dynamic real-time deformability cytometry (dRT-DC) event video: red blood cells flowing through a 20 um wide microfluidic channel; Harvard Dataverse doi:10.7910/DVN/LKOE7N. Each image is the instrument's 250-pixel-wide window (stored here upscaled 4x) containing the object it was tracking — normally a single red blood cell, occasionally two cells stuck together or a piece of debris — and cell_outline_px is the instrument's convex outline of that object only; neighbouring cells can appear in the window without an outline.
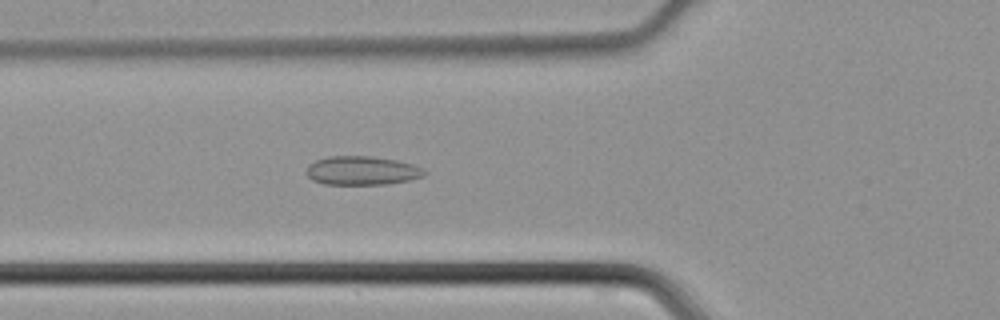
{"species": "common noctule bat (a hibernating species)", "species_latin": "Nyctalus noctula", "temperature_condition": "cold", "stored_images_in_passage": 40, "camera_frame_rate_fps": 3000, "um_per_image_px": 0.085, "animal": {"sex": "male", "body_mass_g": 21.5, "forearm_length_mm": 52.0}, "frame": {"image": 1, "passage_image": 11, "time_ms": 3.333, "image_size_px": [1000, 320], "cell_outline_px": [[428, 172], [424, 176], [408, 180], [388, 184], [324, 184], [312, 180], [308, 176], [308, 164], [316, 160], [328, 156], [372, 156], [396, 160], [412, 164]], "centroid_in_image_um": [30.77, 14.5], "position_along_channel_um": 95.0, "area_um2": 19.71}}
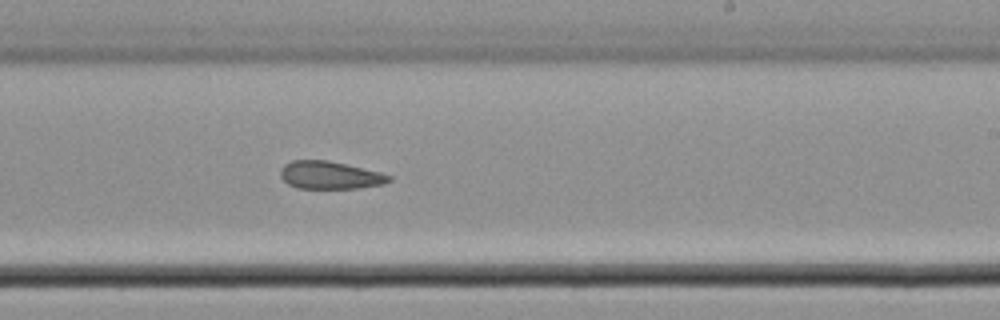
{"frame": {"image": 2, "passage_image": 22, "time_ms": 7.0, "image_size_px": [1000, 320], "cell_outline_px": [[392, 180], [384, 184], [360, 188], [296, 188], [288, 184], [280, 176], [280, 172], [284, 164], [292, 160], [328, 160], [380, 172], [392, 176]], "centroid_in_image_um": [28.05, 14.89], "position_along_channel_um": 260.9, "area_um2": 17.57}}
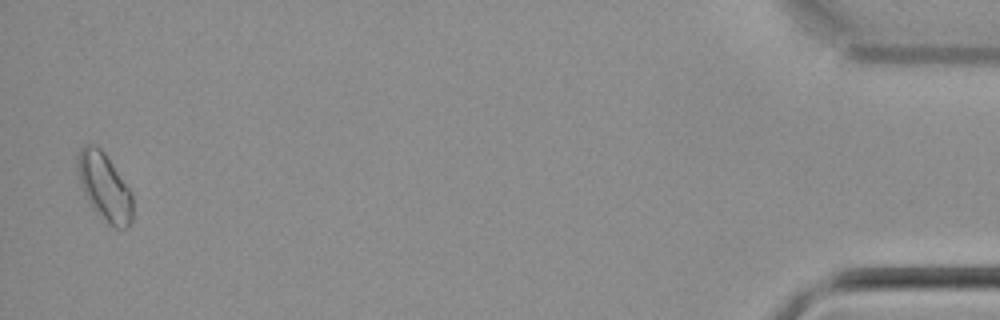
{"frame": {"image": 3, "passage_image": 39, "time_ms": 12.667, "image_size_px": [1000, 320], "cell_outline_px": [[132, 220], [128, 228], [116, 228], [108, 224], [92, 204], [84, 192], [80, 180], [76, 164], [76, 160], [80, 148], [84, 144], [96, 144], [104, 152], [132, 192]], "centroid_in_image_um": [8.9, 15.85], "position_along_channel_um": 426.3, "area_um2": 21.33}}